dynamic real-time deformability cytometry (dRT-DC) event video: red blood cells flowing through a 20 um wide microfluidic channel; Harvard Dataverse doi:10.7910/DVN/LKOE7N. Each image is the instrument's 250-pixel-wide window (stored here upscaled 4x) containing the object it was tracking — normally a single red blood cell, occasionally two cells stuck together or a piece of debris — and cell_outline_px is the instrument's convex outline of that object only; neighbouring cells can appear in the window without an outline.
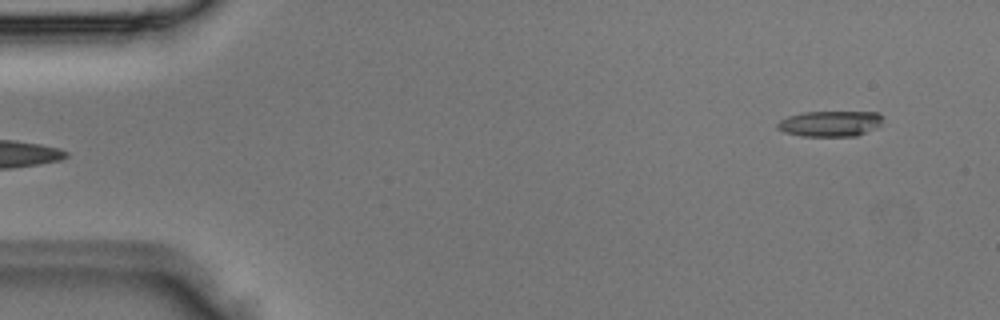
{"species": "Egyptian fruit bat (a non-hibernating species)", "species_latin": "Rousettus aegyptiacus", "temperature_condition": "room temperature", "stored_images_in_passage": 4, "segment_of_instrument_passage": [2, 2], "camera_frame_rate_fps": 3000, "um_per_image_px": 0.085, "animal": {"sex": "male"}, "frame": {"image": 1, "passage_image": 4, "time_ms": 1.0, "image_size_px": [1000, 320], "cell_outline_px": [[884, 116], [880, 124], [876, 128], [856, 136], [800, 136], [784, 132], [776, 128], [776, 124], [780, 120], [788, 116], [804, 112], [880, 112]], "centroid_in_image_um": [70.56, 10.5], "position_along_channel_um": 14.4, "area_um2": 15.9}}